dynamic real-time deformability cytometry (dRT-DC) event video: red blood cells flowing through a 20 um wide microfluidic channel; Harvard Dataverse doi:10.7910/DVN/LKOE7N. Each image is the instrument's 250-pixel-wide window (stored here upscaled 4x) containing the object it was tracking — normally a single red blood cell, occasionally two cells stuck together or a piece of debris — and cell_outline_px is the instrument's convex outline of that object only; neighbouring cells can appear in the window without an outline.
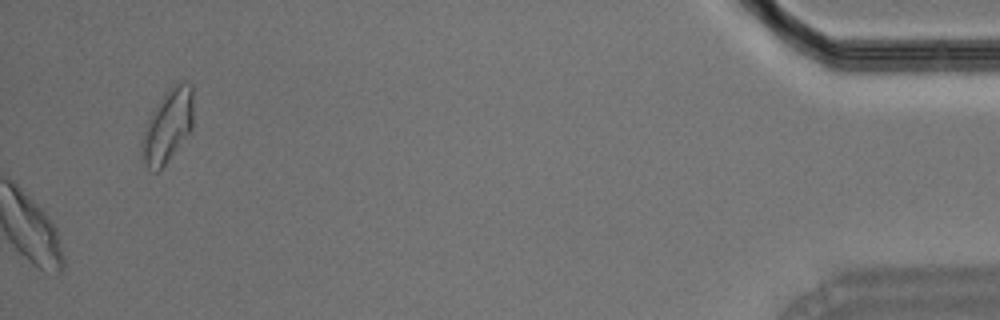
{"species": "Egyptian fruit bat (a non-hibernating species)", "species_latin": "Rousettus aegyptiacus", "temperature_condition": "room temperature", "stored_images_in_passage": 51, "camera_frame_rate_fps": 3000, "um_per_image_px": 0.085, "animal": {"sex": "male"}, "frame": {"image": 1, "passage_image": 51, "time_ms": 16.667, "image_size_px": [1000, 320], "cell_outline_px": [[192, 128], [168, 160], [156, 172], [152, 172], [148, 168], [140, 152], [140, 140], [148, 120], [152, 112], [164, 92], [172, 84], [180, 80], [184, 80], [192, 84]], "centroid_in_image_um": [14.24, 10.65], "position_along_channel_um": 421.0, "area_um2": 21.91}}